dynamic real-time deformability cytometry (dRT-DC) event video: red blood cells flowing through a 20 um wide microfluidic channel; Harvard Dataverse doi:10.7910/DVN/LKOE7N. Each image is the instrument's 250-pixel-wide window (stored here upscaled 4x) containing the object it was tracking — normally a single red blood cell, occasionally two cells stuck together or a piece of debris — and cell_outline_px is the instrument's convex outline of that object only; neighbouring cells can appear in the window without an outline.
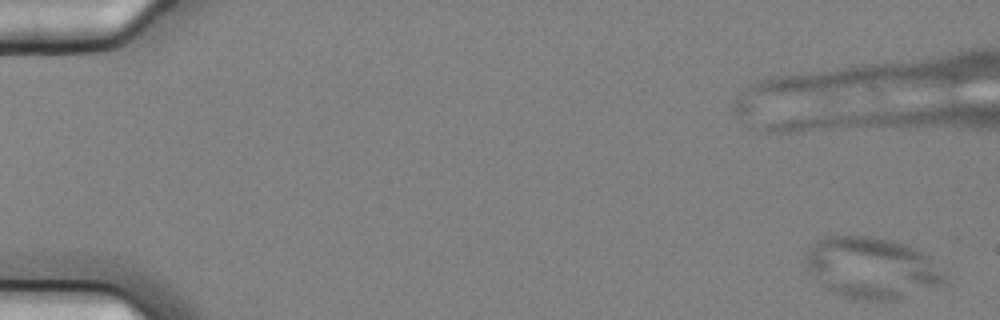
{"species": "common noctule bat (a hibernating species)", "species_latin": "Nyctalus noctula", "temperature_condition": "cold", "stored_images_in_passage": 11, "camera_frame_rate_fps": 3000, "um_per_image_px": 0.085, "animal": {"sex": "female", "body_mass_g": 25.1}, "frame": {"image": 1, "passage_image": 1, "time_ms": 0.0, "image_size_px": [1000, 320], "cell_outline_px": [[948, 280], [944, 284], [896, 300], [868, 300], [844, 296], [832, 292], [824, 288], [816, 280], [808, 268], [804, 260], [804, 256], [812, 244], [816, 240], [824, 236], [872, 236], [892, 240], [916, 248], [924, 252], [928, 256]], "centroid_in_image_um": [74.07, 22.76], "position_along_channel_um": 10.9, "area_um2": 49.65}}